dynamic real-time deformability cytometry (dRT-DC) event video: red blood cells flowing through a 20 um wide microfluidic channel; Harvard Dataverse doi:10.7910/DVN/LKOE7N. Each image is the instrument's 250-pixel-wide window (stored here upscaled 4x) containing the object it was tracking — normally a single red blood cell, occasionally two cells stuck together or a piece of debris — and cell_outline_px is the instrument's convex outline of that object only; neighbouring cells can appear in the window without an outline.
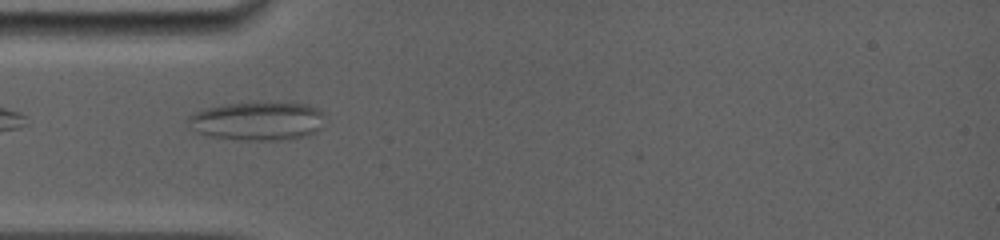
{"species": "common noctule bat (a hibernating species)", "species_latin": "Nyctalus noctula", "temperature_condition": "room temperature", "stored_images_in_passage": 29, "camera_frame_rate_fps": 5000, "um_per_image_px": 0.085, "animal": {"sex": "female", "body_mass_g": 19.0, "forearm_length_mm": 56.7}, "frame": {"image": 1, "passage_image": 3, "time_ms": 0.6, "image_size_px": [1000, 240], "cell_outline_px": [[324, 116], [320, 128], [316, 132], [308, 136], [288, 140], [240, 140], [208, 136], [196, 132], [184, 124], [184, 120], [188, 116], [196, 112], [208, 108], [224, 104], [252, 100], [288, 100], [308, 104], [320, 108], [324, 112]], "centroid_in_image_um": [21.91, 10.24], "position_along_channel_um": 63.1, "area_um2": 32.6}}
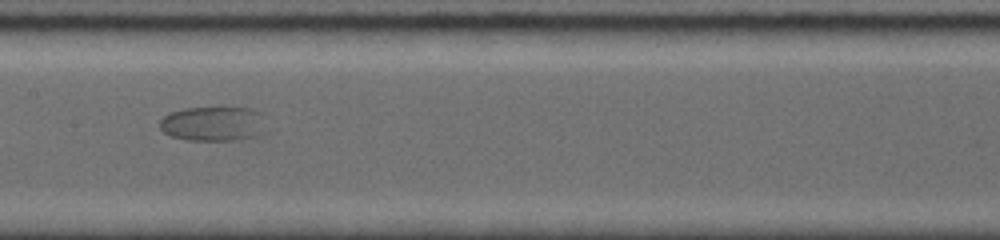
{"frame": {"image": 2, "passage_image": 14, "time_ms": 4.0, "image_size_px": [1000, 240], "cell_outline_px": [[268, 132], [256, 136], [240, 140], [188, 140], [172, 136], [164, 132], [160, 128], [160, 120], [164, 116], [172, 112], [184, 108], [252, 108], [260, 112]], "centroid_in_image_um": [18.18, 10.53], "position_along_channel_um": 189.2, "area_um2": 21.62}}
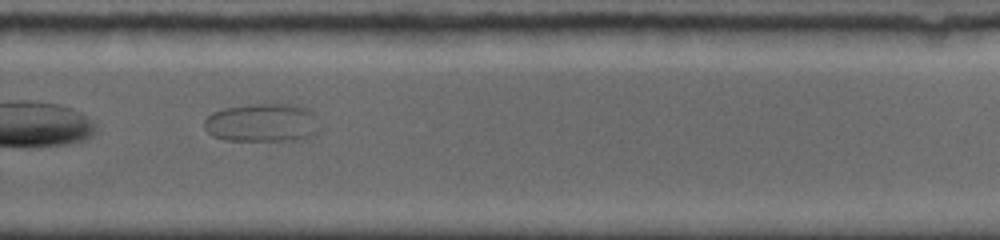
{"frame": {"image": 3, "passage_image": 24, "time_ms": 7.2, "image_size_px": [1000, 240], "cell_outline_px": [[320, 128], [312, 136], [304, 140], [224, 140], [212, 136], [204, 128], [204, 120], [212, 112], [224, 108], [252, 104], [292, 104], [308, 108], [312, 112]], "centroid_in_image_um": [22.29, 10.44], "position_along_channel_um": 307.5, "area_um2": 26.01}}